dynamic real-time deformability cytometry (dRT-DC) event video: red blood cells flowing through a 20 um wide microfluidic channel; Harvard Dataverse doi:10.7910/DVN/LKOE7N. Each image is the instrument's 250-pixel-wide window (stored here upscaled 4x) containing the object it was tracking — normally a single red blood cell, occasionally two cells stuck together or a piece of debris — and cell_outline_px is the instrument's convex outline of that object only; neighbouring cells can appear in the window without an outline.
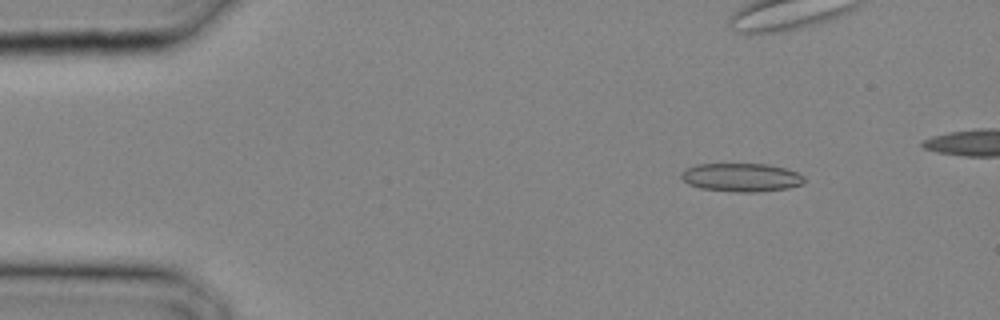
{"species": "common noctule bat (a hibernating species)", "species_latin": "Nyctalus noctula", "temperature_condition": "cold", "stored_images_in_passage": 25, "camera_frame_rate_fps": 3000, "um_per_image_px": 0.085, "animal": {"sex": "male", "body_mass_g": 20.4}, "frame": {"image": 1, "passage_image": 4, "time_ms": 1.0, "image_size_px": [1000, 320], "cell_outline_px": [[804, 184], [788, 188], [756, 192], [736, 192], [700, 188], [688, 184], [680, 176], [680, 172], [696, 164], [768, 164], [788, 168], [804, 176]], "centroid_in_image_um": [63.03, 15.08], "position_along_channel_um": 22.0, "area_um2": 20.52}}